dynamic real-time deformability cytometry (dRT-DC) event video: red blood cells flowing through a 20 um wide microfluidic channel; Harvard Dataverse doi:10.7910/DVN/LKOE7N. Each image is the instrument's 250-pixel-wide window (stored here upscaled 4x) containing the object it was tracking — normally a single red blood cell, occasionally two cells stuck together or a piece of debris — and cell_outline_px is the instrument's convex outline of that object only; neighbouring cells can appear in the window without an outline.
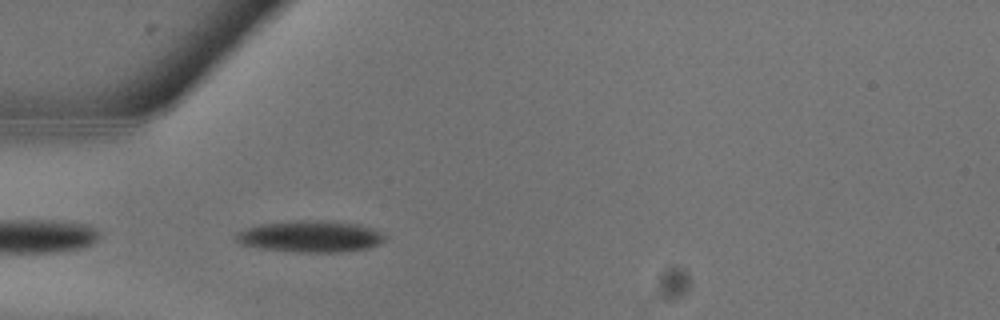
{"species": "common noctule bat (a hibernating species)", "species_latin": "Nyctalus noctula", "temperature_condition": "warm", "stored_images_in_passage": 7, "camera_frame_rate_fps": 3000, "um_per_image_px": 0.085, "animal": {"sex": "male", "body_mass_g": 13.3}, "frame": {"image": 1, "passage_image": 7, "time_ms": 2.0, "image_size_px": [1000, 320], "cell_outline_px": [[384, 240], [368, 248], [340, 252], [296, 252], [260, 248], [240, 244], [236, 240], [236, 232], [260, 224], [360, 224], [376, 228], [384, 232]], "centroid_in_image_um": [26.41, 20.17], "position_along_channel_um": 58.6, "area_um2": 25.66}}